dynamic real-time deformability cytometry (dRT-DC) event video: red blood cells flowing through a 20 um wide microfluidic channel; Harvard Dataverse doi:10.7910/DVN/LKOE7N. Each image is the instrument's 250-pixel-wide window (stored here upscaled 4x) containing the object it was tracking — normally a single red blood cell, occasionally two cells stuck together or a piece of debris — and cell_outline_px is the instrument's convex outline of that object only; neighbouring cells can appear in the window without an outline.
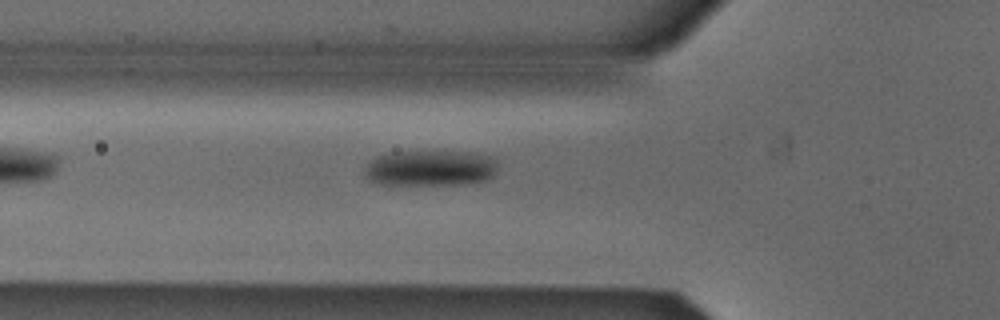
{"species": "Egyptian fruit bat (a non-hibernating species)", "species_latin": "Rousettus aegyptiacus", "temperature_condition": "cold", "stored_images_in_passage": 5, "camera_frame_rate_fps": 3000, "um_per_image_px": 0.085, "animal": {"sex": "male"}, "frame": {"image": 1, "passage_image": 5, "time_ms": 1.333, "image_size_px": [1000, 320], "cell_outline_px": [[496, 168], [492, 176], [484, 180], [460, 184], [380, 184], [372, 180], [364, 172], [364, 168], [376, 156], [392, 152], [476, 152], [492, 156], [496, 160]], "centroid_in_image_um": [36.6, 14.27], "position_along_channel_um": 89.2, "area_um2": 27.4}}